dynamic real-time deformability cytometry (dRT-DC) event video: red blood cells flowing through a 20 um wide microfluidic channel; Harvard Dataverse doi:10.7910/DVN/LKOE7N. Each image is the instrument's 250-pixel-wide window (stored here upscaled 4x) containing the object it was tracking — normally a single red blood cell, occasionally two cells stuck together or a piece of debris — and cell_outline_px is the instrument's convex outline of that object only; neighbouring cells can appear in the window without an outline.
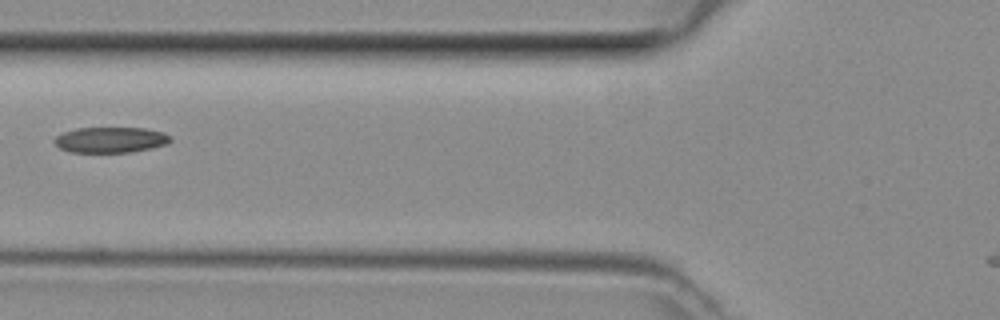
{"species": "common noctule bat (a hibernating species)", "species_latin": "Nyctalus noctula", "temperature_condition": "room temperature", "stored_images_in_passage": 3, "camera_frame_rate_fps": 3000, "um_per_image_px": 0.085, "animal": {"sex": "female", "body_mass_g": 29.2, "forearm_length_mm": 56.3}, "frame": {"image": 1, "passage_image": 2, "time_ms": 0.333, "image_size_px": [1000, 320], "cell_outline_px": [[172, 140], [168, 144], [152, 148], [128, 152], [72, 152], [60, 148], [52, 140], [56, 136], [64, 132], [76, 128], [144, 128], [164, 132]], "centroid_in_image_um": [9.4, 11.88], "position_along_channel_um": 116.4, "area_um2": 17.28}}
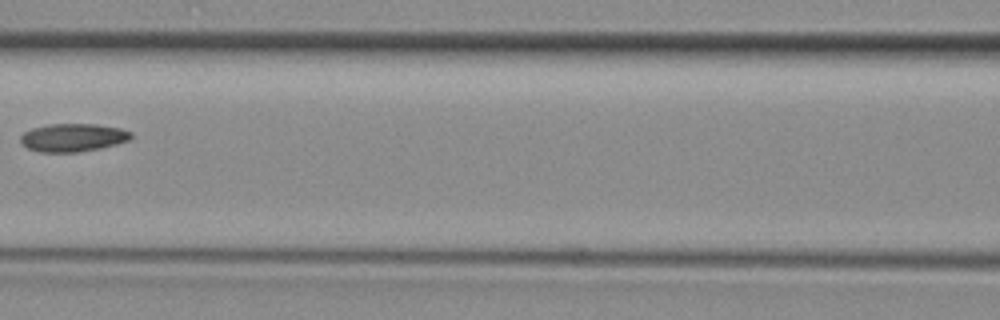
{"frame": {"image": 2, "passage_image": 3, "time_ms": 0.667, "image_size_px": [1000, 320], "cell_outline_px": [[132, 136], [128, 140], [116, 144], [100, 148], [80, 152], [40, 152], [28, 148], [20, 140], [20, 136], [24, 132], [32, 128], [48, 124], [96, 124], [120, 128], [132, 132]], "centroid_in_image_um": [6.2, 11.69], "position_along_channel_um": 160.4, "area_um2": 18.03}}